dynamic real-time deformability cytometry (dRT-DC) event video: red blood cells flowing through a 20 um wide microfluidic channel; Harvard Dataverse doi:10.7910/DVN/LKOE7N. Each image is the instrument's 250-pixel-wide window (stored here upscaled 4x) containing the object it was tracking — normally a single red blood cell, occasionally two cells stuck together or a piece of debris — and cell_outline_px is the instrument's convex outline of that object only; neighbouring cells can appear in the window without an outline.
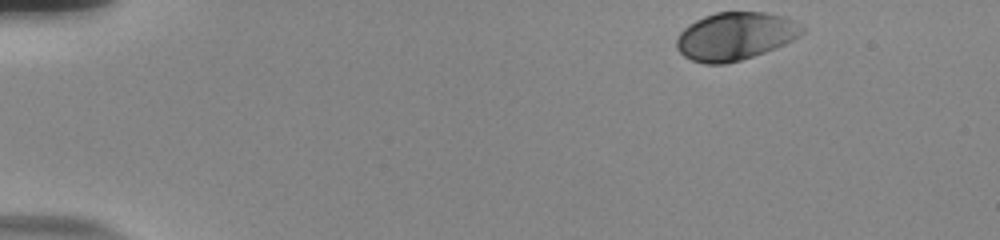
{"species": "human", "species_latin": "Homo sapiens", "temperature_condition": "room temperature", "stored_images_in_passage": 50, "camera_frame_rate_fps": 3000, "um_per_image_px": 0.085, "donor": {"sex": "male"}, "frame": {"image": 1, "passage_image": 1, "time_ms": 0.0, "image_size_px": [1000, 240], "cell_outline_px": [[804, 32], [792, 40], [776, 48], [740, 60], [724, 64], [704, 64], [692, 60], [684, 56], [676, 48], [676, 40], [680, 32], [688, 24], [704, 16], [716, 12], [764, 12], [780, 16], [804, 28]], "centroid_in_image_um": [62.43, 3.09], "position_along_channel_um": 22.6, "area_um2": 34.62}}
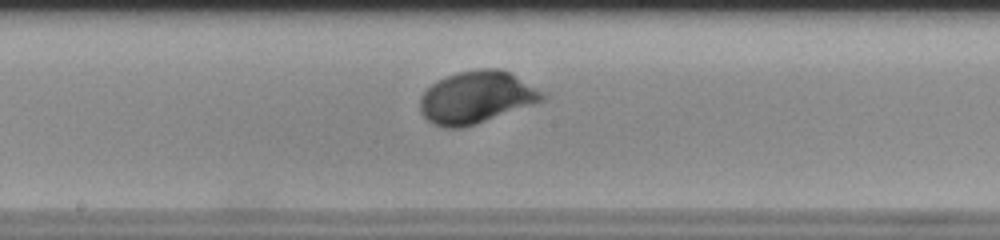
{"frame": {"image": 2, "passage_image": 25, "time_ms": 8.0, "image_size_px": [1000, 240], "cell_outline_px": [[548, 96], [544, 100], [476, 124], [464, 128], [444, 128], [432, 124], [420, 112], [420, 96], [436, 80], [456, 72], [480, 68], [500, 68], [508, 72], [544, 92]], "centroid_in_image_um": [40.46, 8.27], "position_along_channel_um": 207.7, "area_um2": 37.22}}
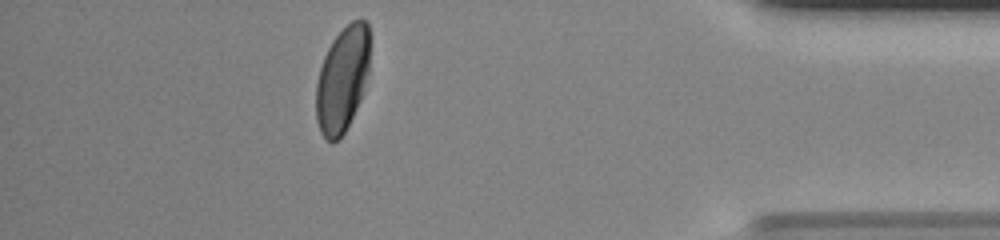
{"frame": {"image": 3, "passage_image": 44, "time_ms": 14.333, "image_size_px": [1000, 240], "cell_outline_px": [[368, 72], [360, 100], [344, 132], [332, 144], [320, 132], [316, 120], [316, 84], [320, 68], [324, 56], [332, 40], [352, 20], [368, 20]], "centroid_in_image_um": [29.08, 6.75], "position_along_channel_um": 406.1, "area_um2": 32.54}, "authors_computed_cell_mechanics": {"area_um2": 34.6511, "velocity_mm_per_s": 3.6984, "shape_relaxation_time_tau1_ms": 1.9573, "shape_relaxation_time_tau2_ms": null, "deformation_change_tau1": 0.1494, "deformation_change_tau2": null}}